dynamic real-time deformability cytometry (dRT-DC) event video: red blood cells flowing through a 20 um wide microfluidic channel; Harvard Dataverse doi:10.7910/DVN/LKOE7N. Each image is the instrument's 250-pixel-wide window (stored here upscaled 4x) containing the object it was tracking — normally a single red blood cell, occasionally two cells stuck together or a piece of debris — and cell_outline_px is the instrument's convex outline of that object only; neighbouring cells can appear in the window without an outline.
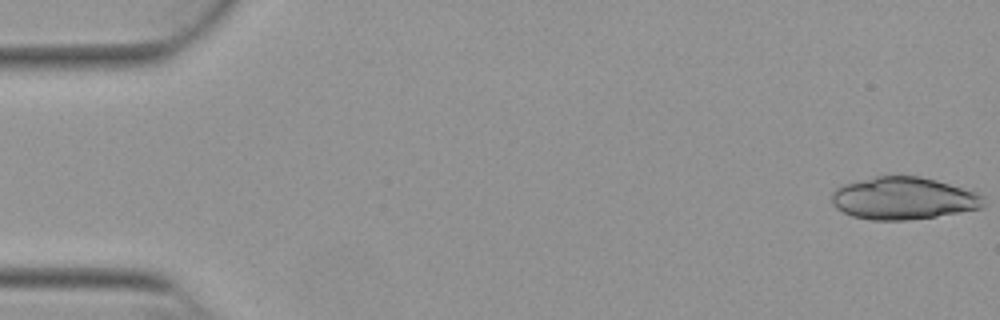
{"species": "Egyptian fruit bat (a non-hibernating species)", "species_latin": "Rousettus aegyptiacus", "temperature_condition": "warm", "stored_images_in_passage": 46, "camera_frame_rate_fps": 3000, "um_per_image_px": 0.085, "animal": {"sex": "female"}, "frame": {"image": 1, "passage_image": 1, "time_ms": 0.0, "image_size_px": [1000, 320], "cell_outline_px": [[984, 204], [980, 208], [960, 212], [936, 216], [908, 220], [872, 220], [852, 216], [836, 208], [832, 204], [832, 192], [836, 188], [844, 184], [876, 176], [920, 176], [936, 180], [976, 192], [984, 196]], "centroid_in_image_um": [76.77, 16.86], "position_along_channel_um": 8.2, "area_um2": 37.34}}